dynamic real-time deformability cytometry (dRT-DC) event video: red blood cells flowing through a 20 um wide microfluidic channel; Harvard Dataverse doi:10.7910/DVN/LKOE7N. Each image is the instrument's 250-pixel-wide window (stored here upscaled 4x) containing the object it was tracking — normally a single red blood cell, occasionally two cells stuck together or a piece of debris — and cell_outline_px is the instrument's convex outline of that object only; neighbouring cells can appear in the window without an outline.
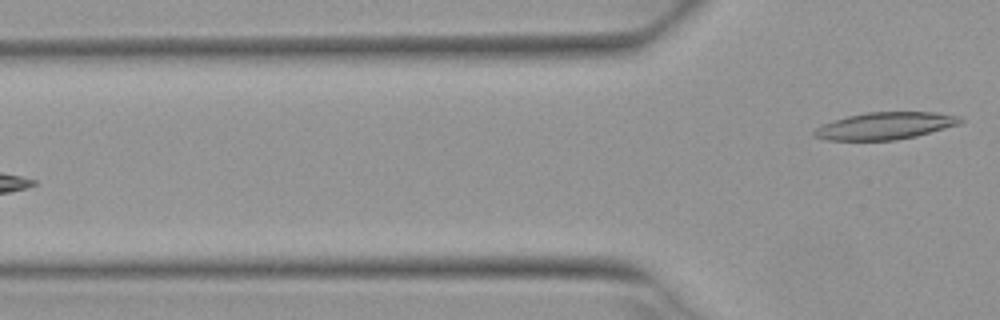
{"species": "Egyptian fruit bat (a non-hibernating species)", "species_latin": "Rousettus aegyptiacus", "temperature_condition": "warm", "stored_images_in_passage": 5, "camera_frame_rate_fps": 3000, "um_per_image_px": 0.085, "animal": {"sex": "female"}, "frame": {"image": 1, "passage_image": 5, "time_ms": 1.333, "image_size_px": [1000, 320], "cell_outline_px": [[964, 120], [960, 124], [916, 136], [896, 140], [828, 140], [812, 136], [812, 132], [820, 124], [832, 120], [848, 116], [868, 112], [936, 112], [960, 116]], "centroid_in_image_um": [75.22, 10.69], "position_along_channel_um": 50.6, "area_um2": 23.24}}